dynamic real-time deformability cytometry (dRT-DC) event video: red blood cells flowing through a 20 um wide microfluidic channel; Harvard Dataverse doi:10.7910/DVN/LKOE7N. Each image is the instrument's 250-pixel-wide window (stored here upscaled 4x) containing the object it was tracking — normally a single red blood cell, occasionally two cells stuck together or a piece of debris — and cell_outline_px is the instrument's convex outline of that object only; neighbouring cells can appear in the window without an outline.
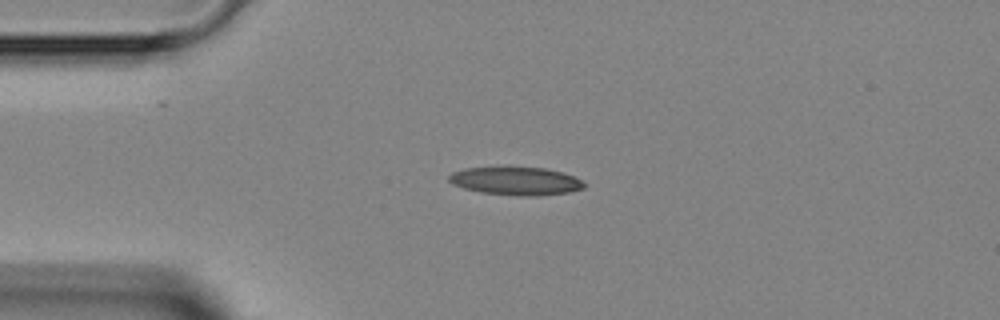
{"species": "Egyptian fruit bat (a non-hibernating species)", "species_latin": "Rousettus aegyptiacus", "temperature_condition": "room temperature", "stored_images_in_passage": 1, "camera_frame_rate_fps": 3000, "um_per_image_px": 0.085, "animal": {"sex": "female"}, "frame": {"image": 1, "passage_image": 1, "time_ms": 0.0, "image_size_px": [1000, 320], "cell_outline_px": [[588, 184], [584, 188], [568, 192], [536, 196], [516, 196], [480, 192], [464, 188], [452, 184], [448, 180], [448, 176], [452, 172], [464, 168], [544, 168], [564, 172], [576, 176]], "centroid_in_image_um": [43.89, 15.4], "position_along_channel_um": 41.1, "area_um2": 22.2}}